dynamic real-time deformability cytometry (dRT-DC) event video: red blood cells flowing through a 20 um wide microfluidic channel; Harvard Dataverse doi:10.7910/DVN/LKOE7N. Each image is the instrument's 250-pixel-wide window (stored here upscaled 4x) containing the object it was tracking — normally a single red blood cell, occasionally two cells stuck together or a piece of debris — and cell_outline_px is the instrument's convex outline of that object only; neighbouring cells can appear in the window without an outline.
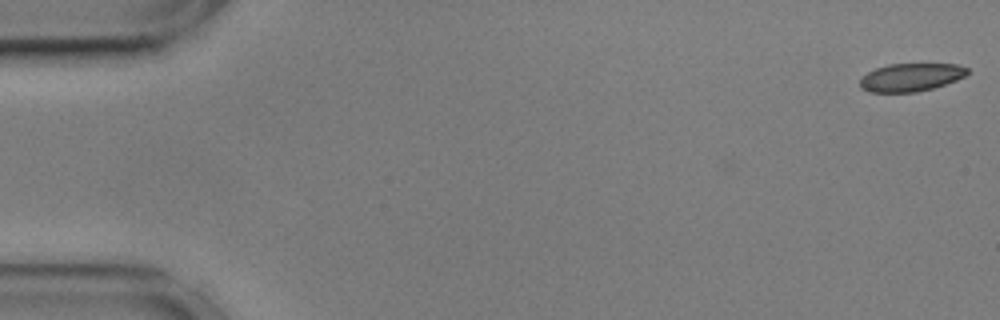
{"species": "common noctule bat (a hibernating species)", "species_latin": "Nyctalus noctula", "temperature_condition": "cold", "stored_images_in_passage": 56, "camera_frame_rate_fps": 3000, "um_per_image_px": 0.085, "animal": {"sex": "male", "body_mass_g": 17.9, "forearm_length_mm": 54.2}, "frame": {"image": 1, "passage_image": 1, "time_ms": 0.0, "image_size_px": [1000, 320], "cell_outline_px": [[968, 72], [964, 76], [956, 80], [932, 88], [916, 92], [868, 92], [860, 88], [860, 80], [868, 72], [876, 68], [888, 64], [956, 64], [968, 68]], "centroid_in_image_um": [77.4, 6.57], "position_along_channel_um": 7.6, "area_um2": 17.4}}
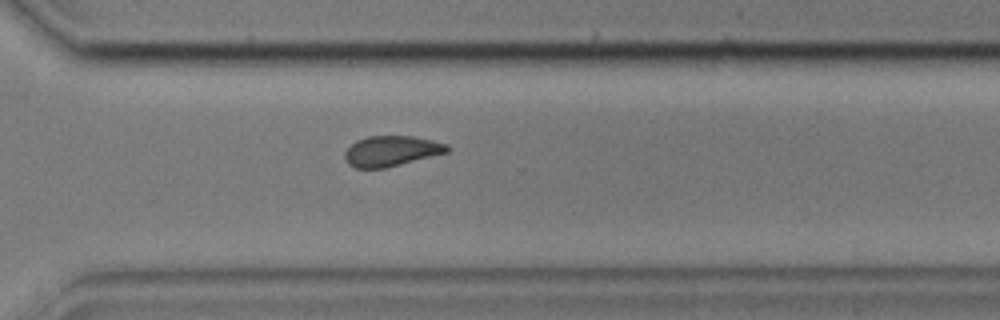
{"frame": {"image": 2, "passage_image": 40, "time_ms": 13.0, "image_size_px": [1000, 320], "cell_outline_px": [[452, 148], [448, 152], [384, 168], [356, 168], [348, 164], [344, 156], [344, 152], [356, 140], [368, 136], [412, 136], [432, 140], [448, 144]], "centroid_in_image_um": [33.27, 12.83], "position_along_channel_um": 337.3, "area_um2": 18.09}}
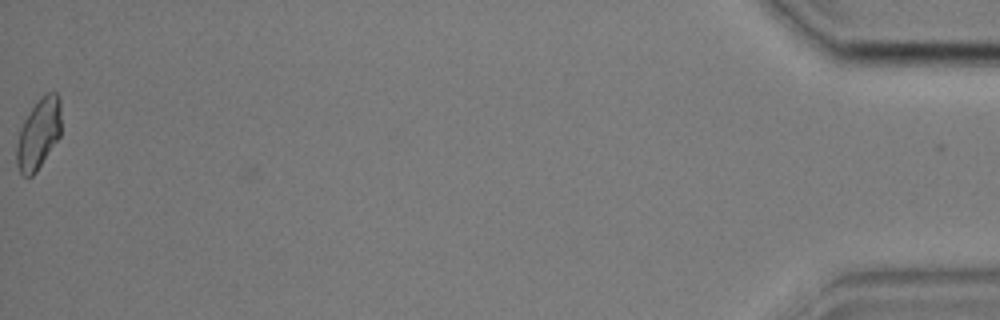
{"frame": {"image": 3, "passage_image": 56, "time_ms": 18.333, "image_size_px": [1000, 320], "cell_outline_px": [[60, 136], [36, 172], [32, 176], [24, 176], [20, 172], [16, 164], [16, 148], [20, 128], [24, 120], [40, 96], [48, 92], [56, 92], [60, 96]], "centroid_in_image_um": [3.28, 11.36], "position_along_channel_um": 431.9, "area_um2": 18.26}, "authors_computed_cell_mechanics": {"area_um2": 18.785, "velocity_mm_per_s": 3.5933, "shape_relaxation_time_tau1_ms": 10.0739, "shape_relaxation_time_tau2_ms": 3.9978, "deformation_change_tau1": 0.1343, "deformation_change_tau2": 0.0942}}